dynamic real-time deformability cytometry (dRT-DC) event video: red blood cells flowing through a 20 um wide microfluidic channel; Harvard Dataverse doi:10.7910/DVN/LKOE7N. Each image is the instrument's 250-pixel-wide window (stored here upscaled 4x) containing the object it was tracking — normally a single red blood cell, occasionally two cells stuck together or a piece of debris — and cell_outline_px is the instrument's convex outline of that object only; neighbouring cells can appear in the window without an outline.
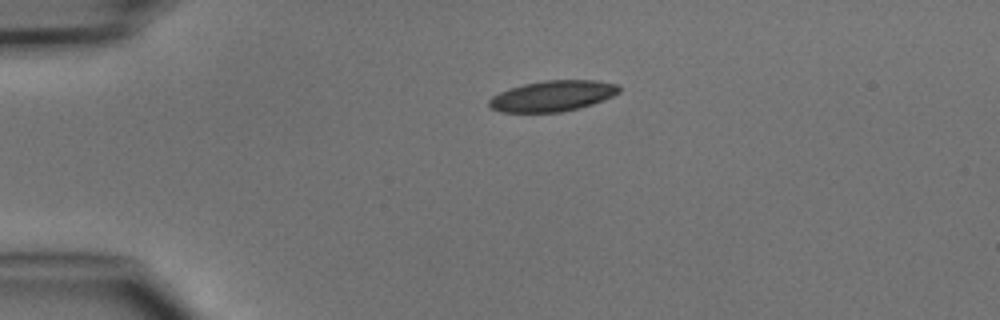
{"species": "common noctule bat (a hibernating species)", "species_latin": "Nyctalus noctula", "temperature_condition": "cold", "stored_images_in_passage": 3, "camera_frame_rate_fps": 3000, "um_per_image_px": 0.085, "animal": {"sex": "male", "body_mass_g": 15.6}, "frame": {"image": 1, "passage_image": 1, "time_ms": 0.0, "image_size_px": [1000, 320], "cell_outline_px": [[620, 92], [612, 96], [592, 104], [580, 108], [560, 112], [500, 112], [492, 108], [488, 104], [488, 100], [492, 96], [508, 88], [524, 84], [544, 80], [596, 80], [616, 84], [620, 88]], "centroid_in_image_um": [46.95, 8.15], "position_along_channel_um": 38.0, "area_um2": 23.29}}